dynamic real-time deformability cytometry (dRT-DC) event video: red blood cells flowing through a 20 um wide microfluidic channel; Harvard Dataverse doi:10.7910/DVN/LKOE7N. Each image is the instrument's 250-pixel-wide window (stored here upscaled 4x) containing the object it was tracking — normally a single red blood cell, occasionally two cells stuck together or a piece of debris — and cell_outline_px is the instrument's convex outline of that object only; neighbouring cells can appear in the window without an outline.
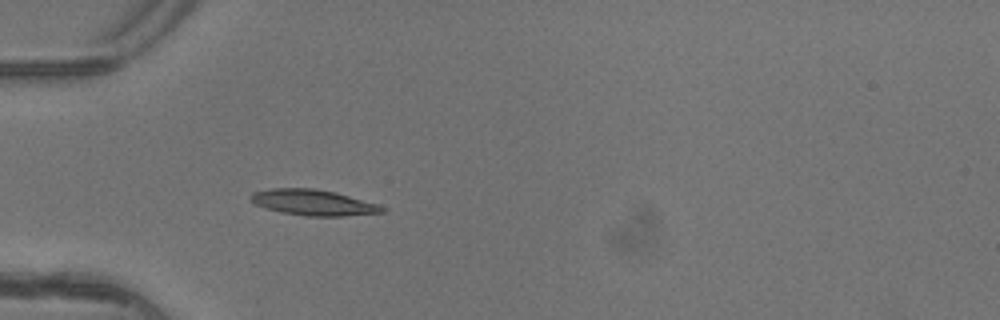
{"species": "common noctule bat (a hibernating species)", "species_latin": "Nyctalus noctula", "temperature_condition": "warm", "stored_images_in_passage": 5, "camera_frame_rate_fps": 3000, "um_per_image_px": 0.085, "animal": {"sex": "female"}, "frame": {"image": 1, "passage_image": 5, "time_ms": 1.333, "image_size_px": [1000, 320], "cell_outline_px": [[384, 212], [344, 216], [308, 216], [280, 212], [256, 204], [248, 196], [252, 192], [272, 188], [316, 188], [336, 192], [376, 204], [384, 208]], "centroid_in_image_um": [26.59, 17.2], "position_along_channel_um": 58.4, "area_um2": 19.54}}